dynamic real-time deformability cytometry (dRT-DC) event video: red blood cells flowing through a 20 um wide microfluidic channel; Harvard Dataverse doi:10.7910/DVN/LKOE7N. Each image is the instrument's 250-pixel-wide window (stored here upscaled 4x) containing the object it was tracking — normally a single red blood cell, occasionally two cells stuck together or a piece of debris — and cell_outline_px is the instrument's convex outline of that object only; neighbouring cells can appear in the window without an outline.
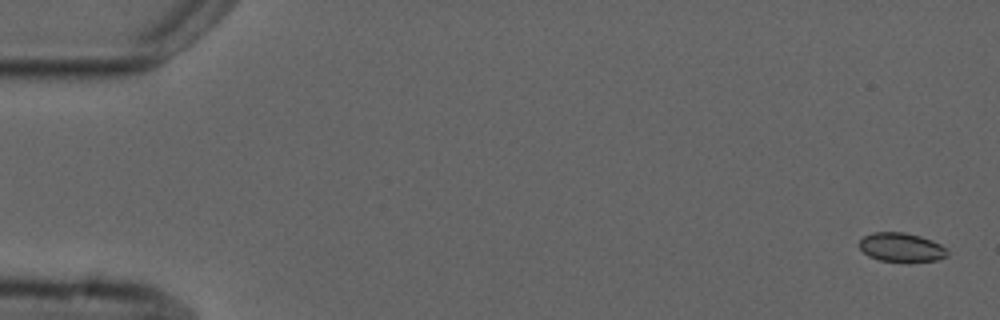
{"species": "common noctule bat (a hibernating species)", "species_latin": "Nyctalus noctula", "temperature_condition": "cold", "stored_images_in_passage": 5, "camera_frame_rate_fps": 3000, "um_per_image_px": 0.085, "animal": {"sex": "male", "forearm_length_mm": 52.5}, "frame": {"image": 1, "passage_image": 1, "time_ms": 0.0, "image_size_px": [1000, 320], "cell_outline_px": [[948, 256], [940, 260], [880, 260], [868, 256], [860, 248], [860, 240], [864, 236], [872, 232], [904, 232], [920, 236], [932, 240], [940, 244], [948, 252]], "centroid_in_image_um": [76.61, 20.99], "position_along_channel_um": 8.4, "area_um2": 14.51}}
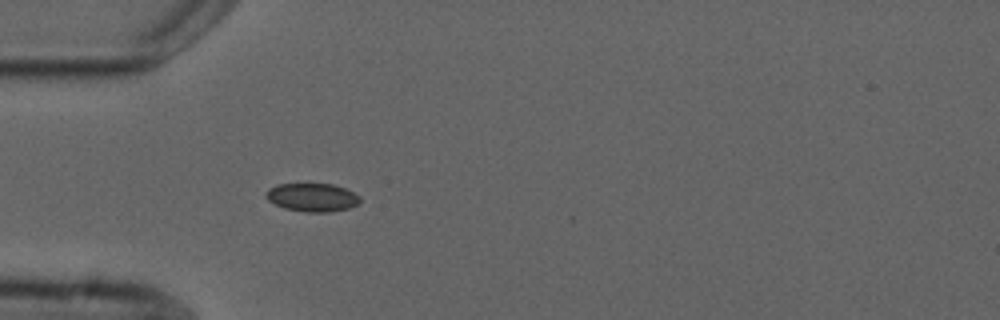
{"frame": {"image": 2, "passage_image": 5, "time_ms": 5.0, "image_size_px": [1000, 320], "cell_outline_px": [[360, 200], [356, 204], [348, 208], [328, 212], [308, 212], [284, 208], [268, 200], [264, 196], [268, 188], [276, 184], [332, 184], [344, 188], [360, 196]], "centroid_in_image_um": [26.5, 16.77], "position_along_channel_um": 58.5, "area_um2": 15.37}}